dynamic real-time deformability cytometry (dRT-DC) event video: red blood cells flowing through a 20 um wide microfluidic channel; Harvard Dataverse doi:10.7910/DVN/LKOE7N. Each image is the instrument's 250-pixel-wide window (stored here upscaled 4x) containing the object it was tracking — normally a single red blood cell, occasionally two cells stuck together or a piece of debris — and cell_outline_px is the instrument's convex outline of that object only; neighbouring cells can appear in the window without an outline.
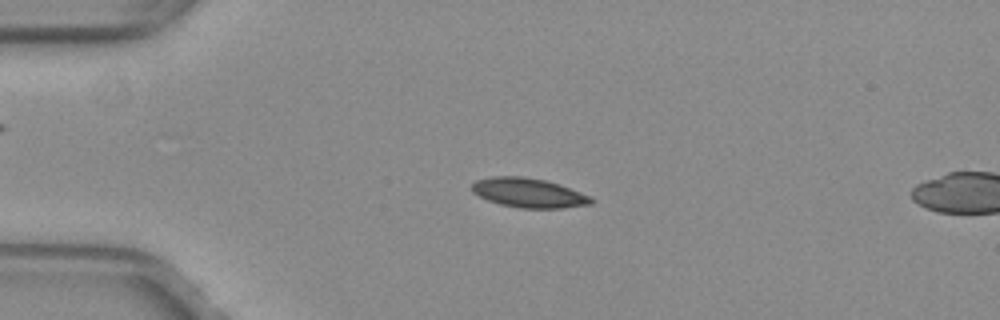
{"species": "common noctule bat (a hibernating species)", "species_latin": "Nyctalus noctula", "temperature_condition": "warm", "stored_images_in_passage": 52, "camera_frame_rate_fps": 3000, "um_per_image_px": 0.085, "animal": {"sex": "female", "body_mass_g": 29.2, "forearm_length_mm": 56.3}, "frame": {"image": 1, "passage_image": 13, "time_ms": 4.0, "image_size_px": [1000, 320], "cell_outline_px": [[596, 200], [592, 204], [564, 208], [520, 208], [500, 204], [488, 200], [472, 192], [472, 184], [476, 180], [492, 176], [524, 176], [544, 180], [560, 184], [592, 196]], "centroid_in_image_um": [44.99, 16.39], "position_along_channel_um": 40.0, "area_um2": 20.63}}
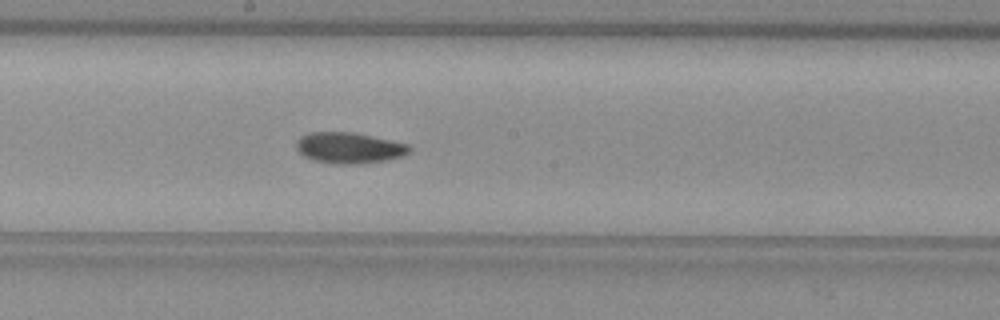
{"frame": {"image": 2, "passage_image": 29, "time_ms": 9.333, "image_size_px": [1000, 320], "cell_outline_px": [[412, 152], [404, 156], [364, 164], [332, 164], [312, 160], [304, 156], [296, 148], [296, 140], [300, 136], [308, 132], [352, 132], [408, 144], [412, 148]], "centroid_in_image_um": [29.67, 12.58], "position_along_channel_um": 218.5, "area_um2": 20.63}}
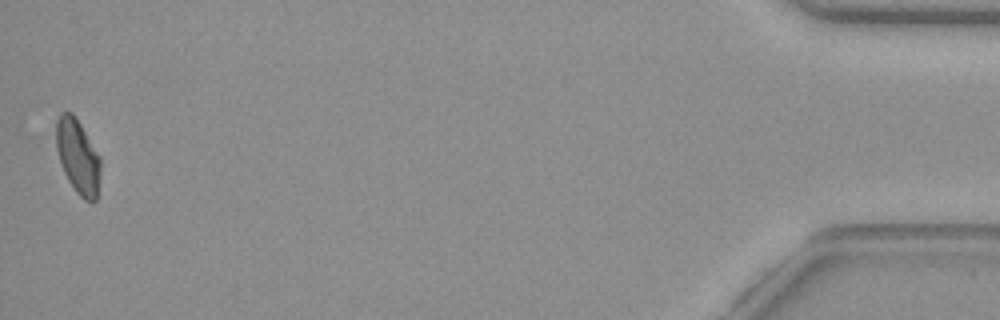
{"frame": {"image": 3, "passage_image": 52, "time_ms": 17.0, "image_size_px": [1000, 320], "cell_outline_px": [[100, 176], [96, 200], [92, 204], [84, 200], [76, 192], [68, 180], [64, 172], [56, 148], [56, 120], [60, 112], [72, 112], [80, 124], [100, 156]], "centroid_in_image_um": [6.62, 13.32], "position_along_channel_um": 428.6, "area_um2": 19.25}, "authors_computed_cell_mechanics": {"area_um2": 19.6809, "velocity_mm_per_s": 3.9766, "shape_relaxation_time_tau1_ms": 5.9713, "shape_relaxation_time_tau2_ms": 5.1034, "deformation_change_tau1": 0.1347, "deformation_change_tau2": 0.0896}}